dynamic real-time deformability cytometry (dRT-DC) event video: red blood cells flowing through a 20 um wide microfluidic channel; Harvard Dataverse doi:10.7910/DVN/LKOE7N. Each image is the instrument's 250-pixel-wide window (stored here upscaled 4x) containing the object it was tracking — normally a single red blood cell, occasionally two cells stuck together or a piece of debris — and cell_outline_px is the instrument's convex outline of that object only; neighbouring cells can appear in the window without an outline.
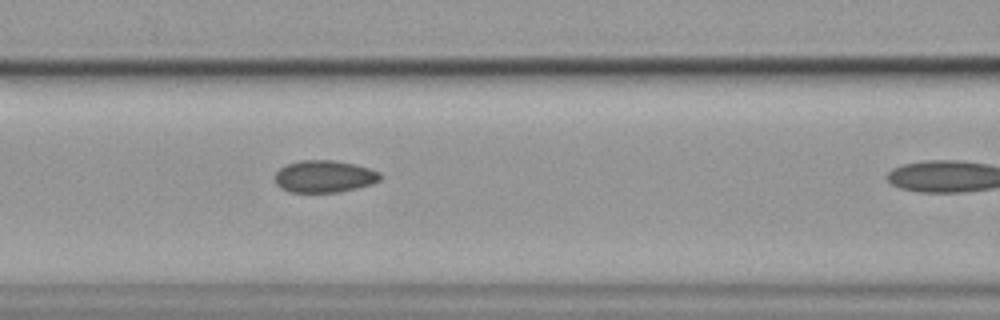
{"species": "common noctule bat (a hibernating species)", "species_latin": "Nyctalus noctula", "temperature_condition": "cold", "stored_images_in_passage": 7, "camera_frame_rate_fps": 3000, "um_per_image_px": 0.085, "animal": {"sex": "female", "body_mass_g": 19.9}, "frame": {"image": 1, "passage_image": 6, "time_ms": 1.667, "image_size_px": [1000, 320], "cell_outline_px": [[380, 180], [372, 184], [340, 192], [288, 192], [280, 188], [276, 184], [272, 176], [280, 168], [288, 164], [300, 160], [332, 160], [356, 164], [380, 172]], "centroid_in_image_um": [27.52, 15.0], "position_along_channel_um": 139.1, "area_um2": 19.88}}